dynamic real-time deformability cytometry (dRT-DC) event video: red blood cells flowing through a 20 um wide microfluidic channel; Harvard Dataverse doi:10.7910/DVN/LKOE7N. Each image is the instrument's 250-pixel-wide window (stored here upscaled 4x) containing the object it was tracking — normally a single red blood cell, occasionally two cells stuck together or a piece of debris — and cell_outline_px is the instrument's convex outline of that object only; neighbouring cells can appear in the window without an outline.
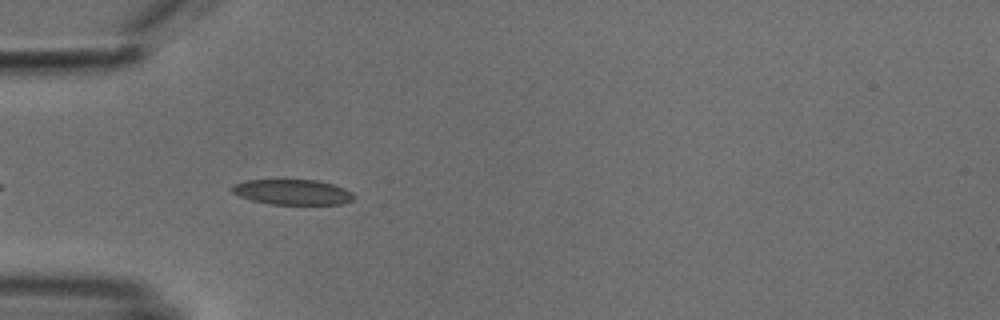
{"species": "common noctule bat (a hibernating species)", "species_latin": "Nyctalus noctula", "temperature_condition": "cold", "stored_images_in_passage": 41, "camera_frame_rate_fps": 3000, "um_per_image_px": 0.085, "animal": {"sex": "male", "body_mass_g": 18.8}, "frame": {"image": 1, "passage_image": 4, "time_ms": 1.0, "image_size_px": [1000, 320], "cell_outline_px": [[356, 196], [352, 200], [340, 204], [272, 204], [252, 200], [240, 196], [232, 192], [228, 188], [244, 180], [316, 180], [332, 184], [344, 188], [352, 192]], "centroid_in_image_um": [24.86, 16.32], "position_along_channel_um": 60.1, "area_um2": 17.86}}
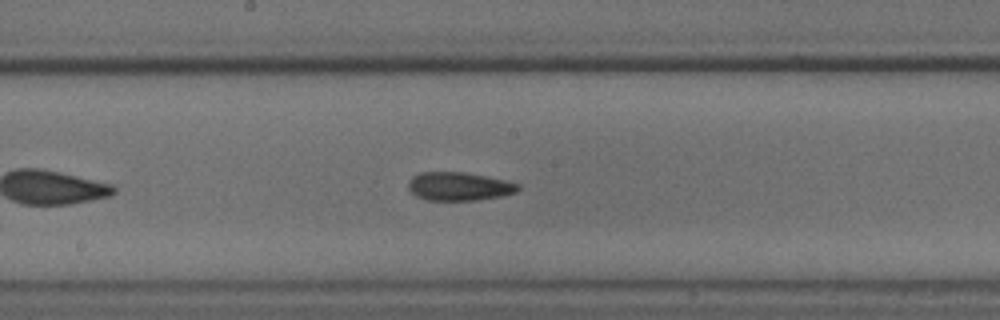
{"frame": {"image": 2, "passage_image": 16, "time_ms": 5.0, "image_size_px": [1000, 320], "cell_outline_px": [[520, 188], [516, 192], [500, 196], [476, 200], [428, 200], [416, 196], [408, 188], [408, 184], [412, 176], [420, 172], [464, 172], [504, 180], [520, 184]], "centroid_in_image_um": [39.0, 15.84], "position_along_channel_um": 209.2, "area_um2": 18.03}}
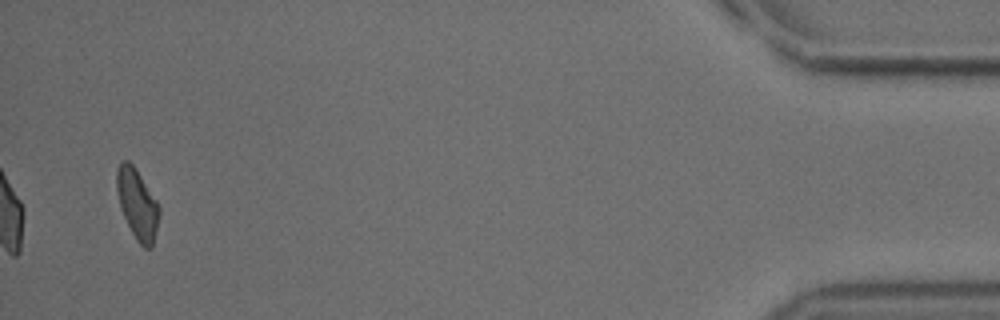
{"frame": {"image": 3, "passage_image": 39, "time_ms": 12.667, "image_size_px": [1000, 320], "cell_outline_px": [[160, 212], [152, 248], [144, 248], [136, 240], [120, 208], [116, 188], [116, 168], [120, 160], [128, 160], [132, 164], [156, 200], [160, 208]], "centroid_in_image_um": [11.65, 17.33], "position_along_channel_um": 423.6, "area_um2": 17.22}, "authors_computed_cell_mechanics": {"area_um2": 17.8602, "velocity_mm_per_s": 3.8145, "shape_relaxation_time_tau1_ms": 4.2301, "shape_relaxation_time_tau2_ms": 5.5348, "deformation_change_tau1": 0.1077, "deformation_change_tau2": 0.1193}}